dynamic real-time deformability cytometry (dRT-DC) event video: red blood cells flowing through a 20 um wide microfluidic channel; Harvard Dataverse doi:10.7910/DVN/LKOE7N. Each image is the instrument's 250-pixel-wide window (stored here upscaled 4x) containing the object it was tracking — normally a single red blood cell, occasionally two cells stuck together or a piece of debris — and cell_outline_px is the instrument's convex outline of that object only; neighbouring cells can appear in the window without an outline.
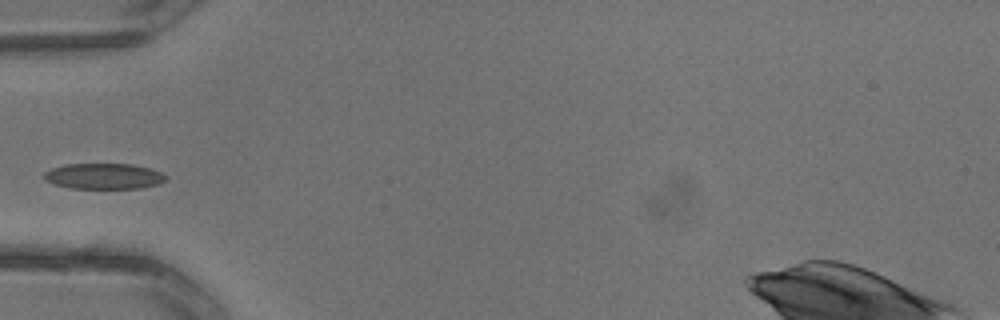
{"species": "common noctule bat (a hibernating species)", "species_latin": "Nyctalus noctula", "temperature_condition": "warm", "stored_images_in_passage": 2, "camera_frame_rate_fps": 3000, "um_per_image_px": 0.085, "animal": {"sex": "male", "body_mass_g": 13.3}, "frame": {"image": 1, "passage_image": 2, "time_ms": 0.333, "image_size_px": [1000, 320], "cell_outline_px": [[164, 180], [160, 184], [140, 188], [68, 188], [44, 180], [44, 172], [52, 168], [68, 164], [132, 164], [152, 168], [160, 172], [164, 176]], "centroid_in_image_um": [8.82, 14.97], "position_along_channel_um": 76.2, "area_um2": 18.15}}